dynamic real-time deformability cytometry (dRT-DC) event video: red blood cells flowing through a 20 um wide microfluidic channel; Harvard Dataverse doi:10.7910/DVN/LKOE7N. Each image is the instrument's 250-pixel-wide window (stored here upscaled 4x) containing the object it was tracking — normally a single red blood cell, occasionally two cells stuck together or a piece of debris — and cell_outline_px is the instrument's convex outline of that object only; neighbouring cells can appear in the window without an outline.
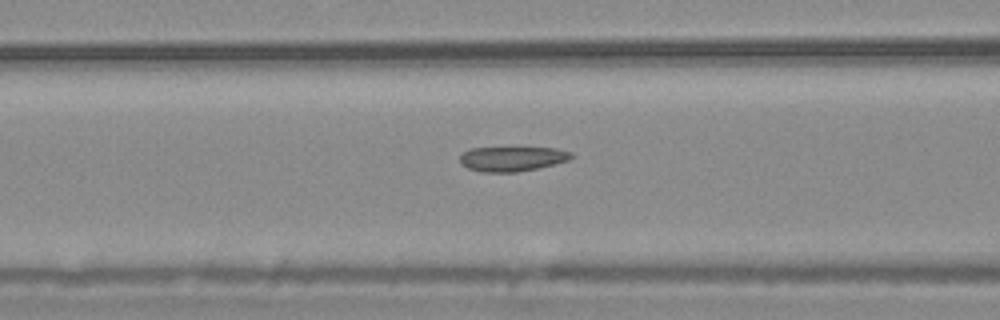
{"species": "common noctule bat (a hibernating species)", "species_latin": "Nyctalus noctula", "temperature_condition": "warm", "stored_images_in_passage": 54, "camera_frame_rate_fps": 3000, "um_per_image_px": 0.085, "animal": {"sex": "male", "body_mass_g": 20.4}, "frame": {"image": 1, "passage_image": 22, "time_ms": 7.0, "image_size_px": [1000, 320], "cell_outline_px": [[572, 156], [568, 160], [556, 164], [516, 172], [480, 172], [468, 168], [460, 164], [460, 156], [464, 152], [472, 148], [556, 148], [572, 152]], "centroid_in_image_um": [43.52, 13.5], "position_along_channel_um": 123.1, "area_um2": 15.95}}
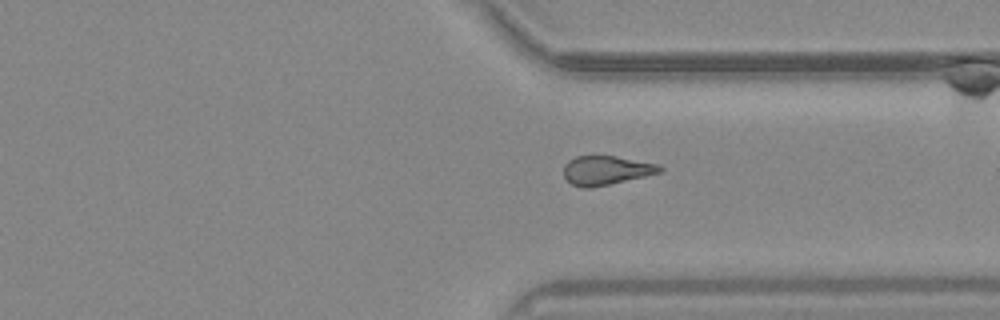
{"frame": {"image": 2, "passage_image": 41, "time_ms": 13.333, "image_size_px": [1000, 320], "cell_outline_px": [[664, 172], [592, 188], [580, 188], [572, 184], [564, 176], [564, 164], [568, 160], [576, 156], [616, 156], [660, 164], [664, 168]], "centroid_in_image_um": [51.56, 14.48], "position_along_channel_um": 359.8, "area_um2": 16.53}}
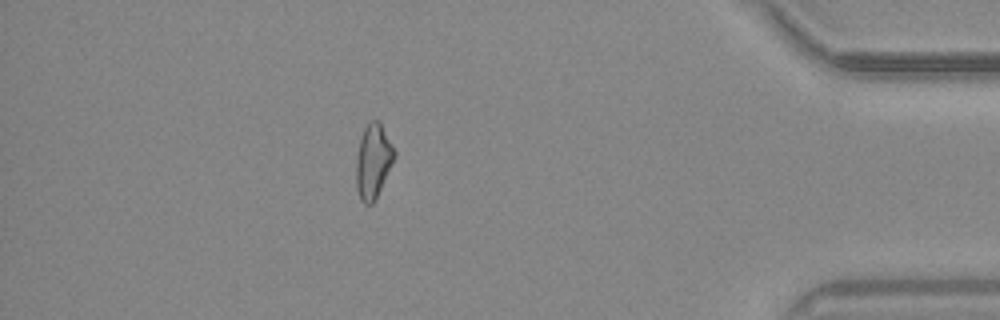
{"frame": {"image": 3, "passage_image": 48, "time_ms": 15.667, "image_size_px": [1000, 320], "cell_outline_px": [[396, 156], [372, 204], [364, 204], [360, 200], [356, 188], [356, 156], [360, 140], [364, 128], [372, 120], [380, 120], [396, 152]], "centroid_in_image_um": [31.71, 13.68], "position_along_channel_um": 403.5, "area_um2": 16.47}, "authors_computed_cell_mechanics": {"area_um2": 17.0221, "velocity_mm_per_s": 3.7347, "shape_relaxation_time_tau1_ms": 10.747, "shape_relaxation_time_tau2_ms": 1.7523, "deformation_change_tau1": 0.1917, "deformation_change_tau2": 0.094}}